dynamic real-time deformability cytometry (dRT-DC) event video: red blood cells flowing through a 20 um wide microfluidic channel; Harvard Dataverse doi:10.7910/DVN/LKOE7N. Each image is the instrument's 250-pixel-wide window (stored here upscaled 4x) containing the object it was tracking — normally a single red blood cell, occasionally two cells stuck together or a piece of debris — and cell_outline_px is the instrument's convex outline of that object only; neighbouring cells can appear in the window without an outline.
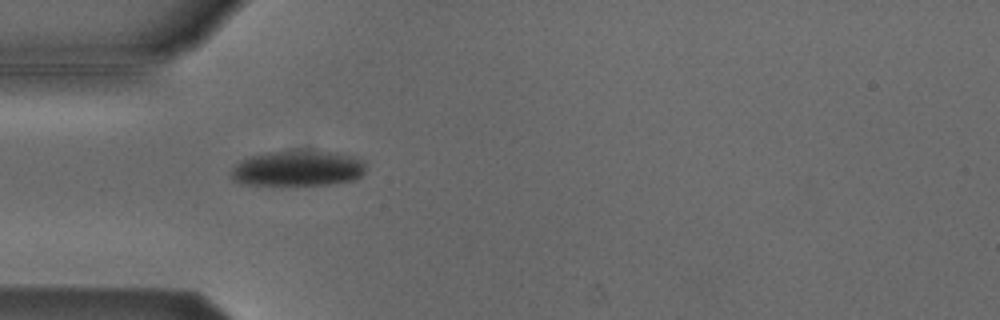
{"species": "Egyptian fruit bat (a non-hibernating species)", "species_latin": "Rousettus aegyptiacus", "temperature_condition": "cold", "stored_images_in_passage": 7, "camera_frame_rate_fps": 3000, "um_per_image_px": 0.085, "animal": {"sex": "male"}, "frame": {"image": 1, "passage_image": 4, "time_ms": 1.0, "image_size_px": [1000, 320], "cell_outline_px": [[364, 172], [360, 176], [352, 180], [328, 184], [240, 184], [232, 180], [232, 168], [240, 160], [252, 156], [268, 152], [296, 148], [304, 148], [336, 152], [352, 156], [360, 160], [364, 164]], "centroid_in_image_um": [25.29, 14.26], "position_along_channel_um": 59.7, "area_um2": 28.21}}
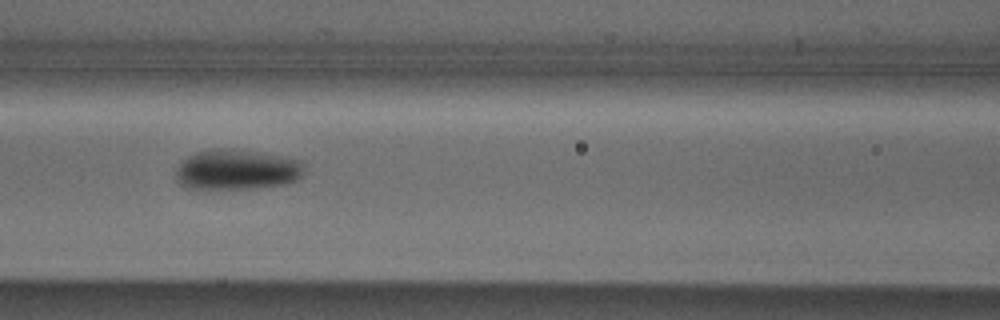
{"frame": {"image": 2, "passage_image": 6, "time_ms": 1.667, "image_size_px": [1000, 320], "cell_outline_px": [[304, 164], [300, 176], [296, 180], [284, 184], [256, 188], [216, 192], [188, 188], [180, 184], [176, 180], [176, 168], [188, 156], [196, 152], [208, 148], [228, 148], [280, 156], [300, 160]], "centroid_in_image_um": [20.04, 14.46], "position_along_channel_um": 146.6, "area_um2": 30.87}}
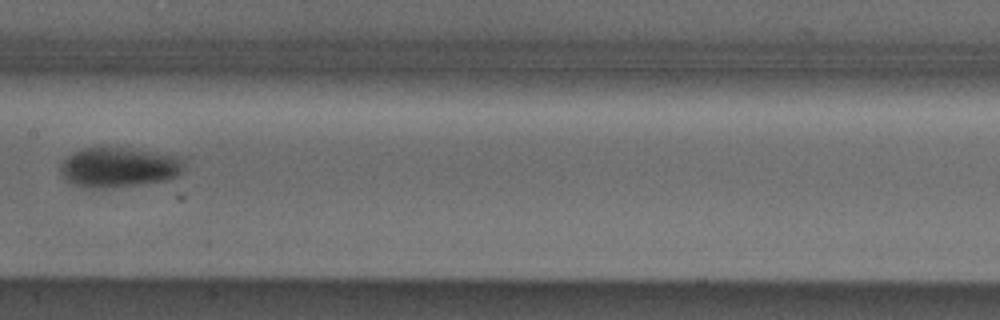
{"frame": {"image": 3, "passage_image": 7, "time_ms": 2.0, "image_size_px": [1000, 320], "cell_outline_px": [[188, 156], [184, 168], [176, 176], [168, 180], [112, 188], [88, 188], [76, 184], [68, 180], [60, 172], [60, 164], [72, 152], [80, 148], [100, 144]], "centroid_in_image_um": [10.16, 14.16], "position_along_channel_um": 197.2, "area_um2": 29.94}}